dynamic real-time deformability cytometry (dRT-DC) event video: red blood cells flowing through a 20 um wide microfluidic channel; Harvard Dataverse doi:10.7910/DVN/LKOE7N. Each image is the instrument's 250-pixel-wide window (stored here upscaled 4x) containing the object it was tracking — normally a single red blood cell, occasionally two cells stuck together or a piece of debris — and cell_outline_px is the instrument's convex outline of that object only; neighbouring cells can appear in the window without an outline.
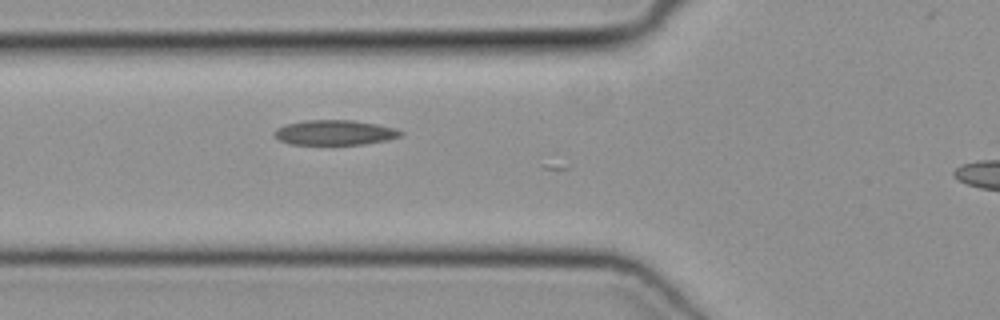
{"species": "common noctule bat (a hibernating species)", "species_latin": "Nyctalus noctula", "temperature_condition": "cold", "stored_images_in_passage": 9, "camera_frame_rate_fps": 3000, "um_per_image_px": 0.085, "animal": {"sex": "female", "body_mass_g": 19.3, "forearm_length_mm": 54.1}, "frame": {"image": 1, "passage_image": 4, "time_ms": 1.0, "image_size_px": [1000, 320], "cell_outline_px": [[404, 136], [388, 140], [364, 144], [292, 144], [280, 140], [272, 132], [276, 128], [284, 124], [304, 120], [352, 120], [376, 124], [396, 128], [404, 132]], "centroid_in_image_um": [28.48, 11.26], "position_along_channel_um": 97.3, "area_um2": 18.5}}
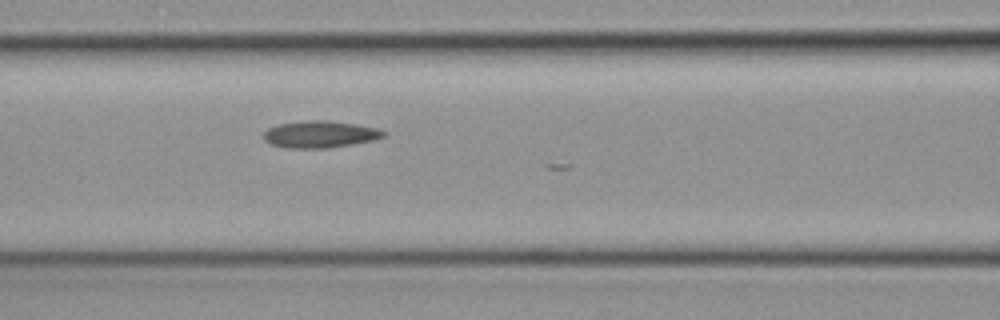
{"frame": {"image": 2, "passage_image": 7, "time_ms": 2.0, "image_size_px": [1000, 320], "cell_outline_px": [[388, 132], [384, 136], [376, 140], [324, 148], [288, 148], [272, 144], [264, 140], [264, 132], [268, 128], [276, 124], [304, 120], [328, 120], [356, 124], [376, 128]], "centroid_in_image_um": [27.2, 11.4], "position_along_channel_um": 139.4, "area_um2": 18.84}}